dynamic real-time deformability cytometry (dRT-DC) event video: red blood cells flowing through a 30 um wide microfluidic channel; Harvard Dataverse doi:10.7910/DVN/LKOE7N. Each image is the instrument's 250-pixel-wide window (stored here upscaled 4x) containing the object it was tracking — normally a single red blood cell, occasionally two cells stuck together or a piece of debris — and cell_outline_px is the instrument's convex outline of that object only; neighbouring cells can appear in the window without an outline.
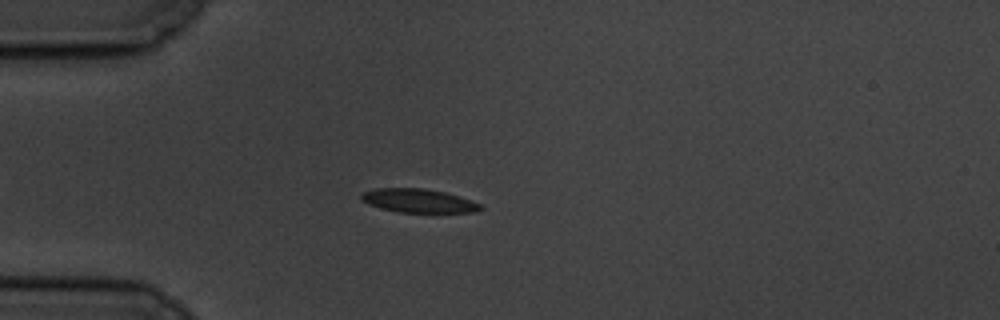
{"species": "common noctule bat (a hibernating species)", "species_latin": "Nyctalus noctula", "temperature_condition": "cold", "stored_images_in_passage": 54, "camera_frame_rate_fps": 3000, "um_per_image_px": 0.085, "animal": {"sex": "male", "body_mass_g": 19.5, "forearm_length_mm": 54.6}, "frame": {"image": 1, "passage_image": 12, "time_ms": 3.667, "image_size_px": [1000, 320], "cell_outline_px": [[484, 208], [476, 212], [432, 216], [400, 212], [380, 208], [368, 204], [360, 200], [360, 196], [364, 192], [376, 188], [424, 188], [444, 192], [460, 196], [480, 204]], "centroid_in_image_um": [35.65, 17.13], "position_along_channel_um": 49.3, "area_um2": 17.51}}
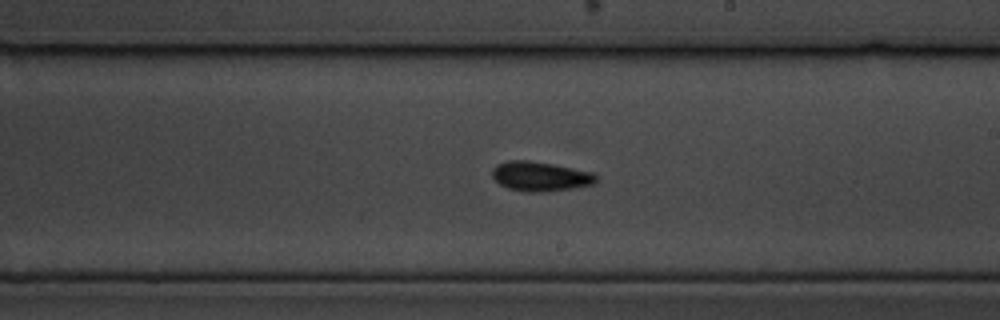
{"frame": {"image": 2, "passage_image": 30, "time_ms": 9.667, "image_size_px": [1000, 320], "cell_outline_px": [[600, 176], [596, 184], [576, 188], [544, 192], [524, 192], [508, 188], [500, 184], [492, 176], [492, 168], [496, 164], [508, 160], [528, 160], [552, 164], [596, 172]], "centroid_in_image_um": [46.0, 14.99], "position_along_channel_um": 243.0, "area_um2": 18.38}}
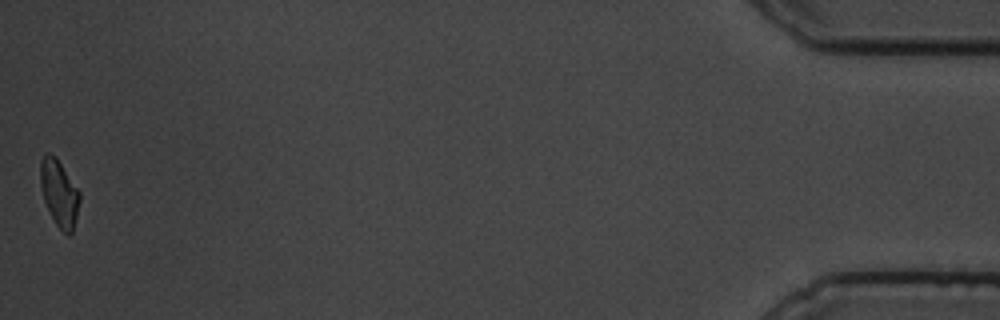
{"frame": {"image": 3, "passage_image": 54, "time_ms": 17.667, "image_size_px": [1000, 320], "cell_outline_px": [[80, 200], [72, 232], [68, 236], [56, 224], [44, 200], [40, 184], [40, 160], [44, 152], [48, 152], [56, 156], [80, 192]], "centroid_in_image_um": [5.02, 16.36], "position_along_channel_um": 430.2, "area_um2": 15.14}, "authors_computed_cell_mechanics": {"area_um2": 16.6175, "velocity_mm_per_s": 3.4748, "shape_relaxation_time_tau1_ms": 2.1915, "shape_relaxation_time_tau2_ms": 3.81, "deformation_change_tau1": 0.0832, "deformation_change_tau2": 0.0743}}